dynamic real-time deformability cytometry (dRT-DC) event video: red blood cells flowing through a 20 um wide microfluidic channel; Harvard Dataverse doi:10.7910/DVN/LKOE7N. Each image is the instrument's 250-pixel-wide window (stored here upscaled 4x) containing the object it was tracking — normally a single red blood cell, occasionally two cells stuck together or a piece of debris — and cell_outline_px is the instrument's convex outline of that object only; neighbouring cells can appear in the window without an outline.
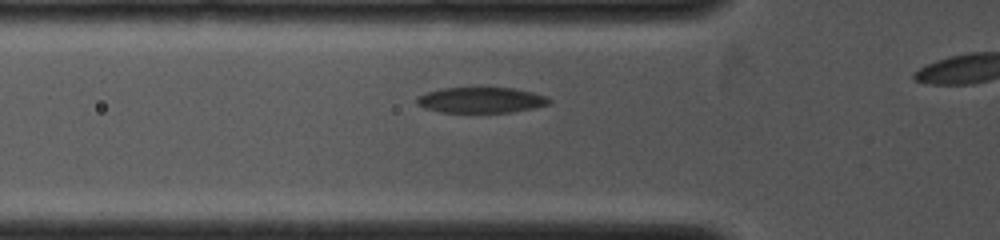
{"species": "common noctule bat (a hibernating species)", "species_latin": "Nyctalus noctula", "temperature_condition": "cold", "stored_images_in_passage": 5, "segment_of_instrument_passage": [1, 2], "camera_frame_rate_fps": 4000, "um_per_image_px": 0.085, "animal": {"sex": "female", "body_mass_g": 19.0, "forearm_length_mm": 53.3}, "frame": {"image": 1, "passage_image": 4, "time_ms": 1.75, "image_size_px": [1000, 240], "cell_outline_px": [[552, 100], [548, 104], [532, 108], [512, 112], [440, 112], [424, 108], [416, 104], [416, 100], [420, 96], [428, 92], [440, 88], [512, 88], [532, 92], [544, 96]], "centroid_in_image_um": [40.86, 8.51], "position_along_channel_um": 84.9, "area_um2": 19.54}}